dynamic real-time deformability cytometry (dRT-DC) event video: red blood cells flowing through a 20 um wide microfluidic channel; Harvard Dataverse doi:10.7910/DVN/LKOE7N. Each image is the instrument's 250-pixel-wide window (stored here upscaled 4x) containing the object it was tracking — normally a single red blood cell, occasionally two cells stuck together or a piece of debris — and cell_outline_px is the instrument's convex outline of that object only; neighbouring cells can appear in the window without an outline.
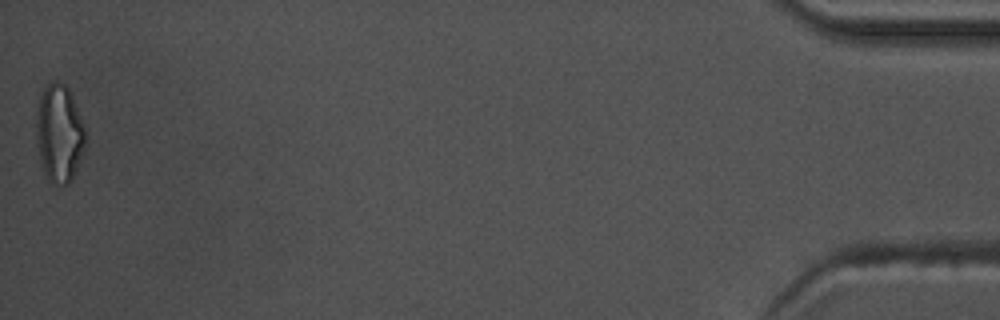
{"species": "common noctule bat (a hibernating species)", "species_latin": "Nyctalus noctula", "temperature_condition": "warm", "stored_images_in_passage": 56, "camera_frame_rate_fps": 3000, "um_per_image_px": 0.085, "animal": {"sex": "male", "body_mass_g": 17.5, "forearm_length_mm": 52.3}, "frame": {"image": 1, "passage_image": 56, "time_ms": 18.333, "image_size_px": [1000, 320], "cell_outline_px": [[84, 148], [72, 180], [68, 184], [52, 184], [48, 180], [44, 172], [40, 160], [36, 136], [36, 112], [40, 96], [44, 88], [52, 80], [56, 80], [64, 84], [68, 88], [72, 96], [84, 124]], "centroid_in_image_um": [5.02, 11.33], "position_along_channel_um": 430.2, "area_um2": 27.92}, "authors_computed_cell_mechanics": {"area_um2": 18.8139, "velocity_mm_per_s": 3.7528, "shape_relaxation_time_tau1_ms": 6.1147, "shape_relaxation_time_tau2_ms": 3.7511, "deformation_change_tau1": 0.2011, "deformation_change_tau2": 0.1253}}